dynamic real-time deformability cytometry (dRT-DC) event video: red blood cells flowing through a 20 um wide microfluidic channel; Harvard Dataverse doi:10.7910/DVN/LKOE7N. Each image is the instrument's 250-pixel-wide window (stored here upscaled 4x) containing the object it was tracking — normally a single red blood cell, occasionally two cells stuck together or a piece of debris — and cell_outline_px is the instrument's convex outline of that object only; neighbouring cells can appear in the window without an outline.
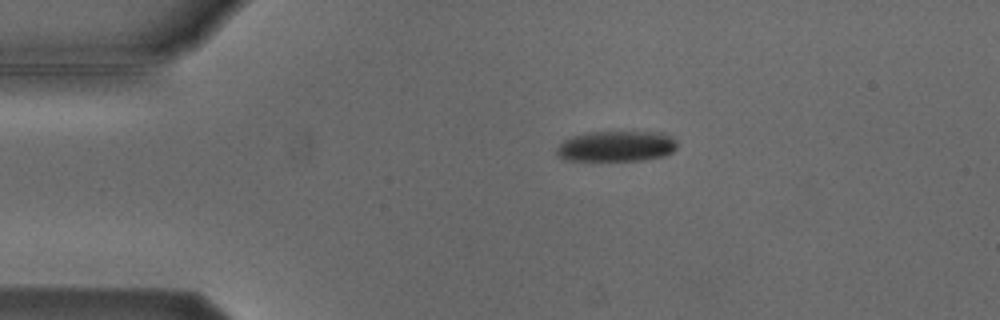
{"species": "Egyptian fruit bat (a non-hibernating species)", "species_latin": "Rousettus aegyptiacus", "temperature_condition": "cold", "stored_images_in_passage": 2, "camera_frame_rate_fps": 3000, "um_per_image_px": 0.085, "animal": {"sex": "male"}, "frame": {"image": 1, "passage_image": 1, "time_ms": 0.0, "image_size_px": [1000, 320], "cell_outline_px": [[676, 148], [672, 152], [664, 156], [644, 160], [564, 160], [556, 156], [556, 148], [564, 140], [572, 136], [588, 132], [660, 132], [672, 136], [676, 140]], "centroid_in_image_um": [52.38, 12.43], "position_along_channel_um": 32.6, "area_um2": 21.62}}